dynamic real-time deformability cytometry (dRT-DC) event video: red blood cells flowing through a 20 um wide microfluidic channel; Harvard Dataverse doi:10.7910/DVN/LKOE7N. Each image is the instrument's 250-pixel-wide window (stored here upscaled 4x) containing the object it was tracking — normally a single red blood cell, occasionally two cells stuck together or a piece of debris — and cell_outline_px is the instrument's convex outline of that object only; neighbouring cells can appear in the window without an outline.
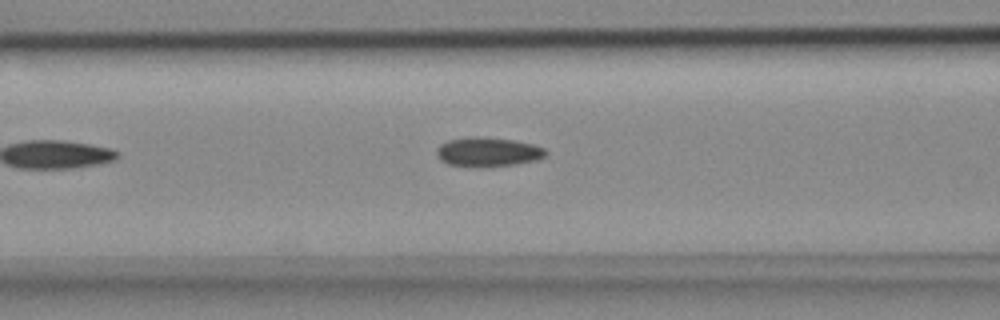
{"species": "common noctule bat (a hibernating species)", "species_latin": "Nyctalus noctula", "temperature_condition": "cold", "stored_images_in_passage": 5, "camera_frame_rate_fps": 3000, "um_per_image_px": 0.085, "animal": {"sex": "female", "body_mass_g": 18.4}, "frame": {"image": 1, "passage_image": 4, "time_ms": 1.0, "image_size_px": [1000, 320], "cell_outline_px": [[548, 152], [544, 156], [536, 160], [516, 164], [488, 168], [448, 164], [440, 160], [436, 152], [436, 148], [440, 144], [448, 140], [468, 136], [476, 136], [516, 140], [532, 144], [544, 148]], "centroid_in_image_um": [41.46, 12.92], "position_along_channel_um": 125.1, "area_um2": 18.9}}